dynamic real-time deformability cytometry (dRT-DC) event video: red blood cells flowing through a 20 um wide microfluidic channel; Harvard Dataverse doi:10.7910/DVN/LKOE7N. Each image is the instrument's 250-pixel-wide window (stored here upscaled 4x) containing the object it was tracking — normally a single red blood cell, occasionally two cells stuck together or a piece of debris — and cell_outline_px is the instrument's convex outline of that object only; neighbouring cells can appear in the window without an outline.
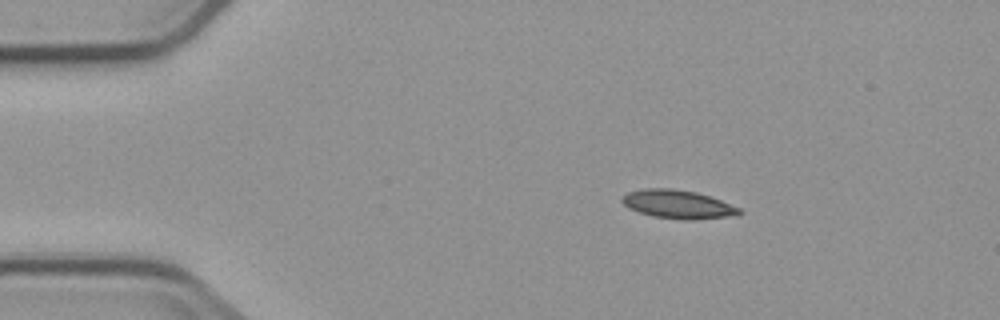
{"species": "common noctule bat (a hibernating species)", "species_latin": "Nyctalus noctula", "temperature_condition": "cold", "stored_images_in_passage": 4, "camera_frame_rate_fps": 3000, "um_per_image_px": 0.085, "animal": {"sex": "male", "body_mass_g": 23.1, "forearm_length_mm": 52.7}, "frame": {"image": 1, "passage_image": 2, "time_ms": 1.0, "image_size_px": [1000, 320], "cell_outline_px": [[744, 212], [728, 216], [696, 220], [680, 220], [652, 216], [628, 208], [620, 200], [628, 192], [644, 188], [672, 188], [696, 192], [720, 200], [740, 208]], "centroid_in_image_um": [57.6, 17.37], "position_along_channel_um": 27.4, "area_um2": 19.42}}